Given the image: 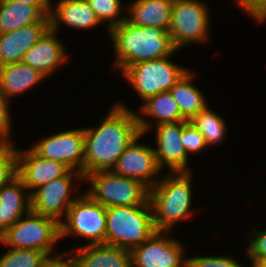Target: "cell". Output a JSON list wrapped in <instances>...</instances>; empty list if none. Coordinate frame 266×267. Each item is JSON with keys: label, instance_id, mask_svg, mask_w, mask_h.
Returning <instances> with one entry per match:
<instances>
[{"label": "cell", "instance_id": "cell-29", "mask_svg": "<svg viewBox=\"0 0 266 267\" xmlns=\"http://www.w3.org/2000/svg\"><path fill=\"white\" fill-rule=\"evenodd\" d=\"M17 176V149L7 140L0 147V189Z\"/></svg>", "mask_w": 266, "mask_h": 267}, {"label": "cell", "instance_id": "cell-21", "mask_svg": "<svg viewBox=\"0 0 266 267\" xmlns=\"http://www.w3.org/2000/svg\"><path fill=\"white\" fill-rule=\"evenodd\" d=\"M140 107V115L137 116L139 130L142 134H146L151 129V122L145 119V116L155 118L156 126L163 123H174L179 121H187L181 114L178 103L172 97L169 91L160 92L151 96L144 101ZM145 115V116H143Z\"/></svg>", "mask_w": 266, "mask_h": 267}, {"label": "cell", "instance_id": "cell-7", "mask_svg": "<svg viewBox=\"0 0 266 267\" xmlns=\"http://www.w3.org/2000/svg\"><path fill=\"white\" fill-rule=\"evenodd\" d=\"M170 56L141 61L128 66L122 76L131 83L142 101L163 91H169L189 70L170 61Z\"/></svg>", "mask_w": 266, "mask_h": 267}, {"label": "cell", "instance_id": "cell-31", "mask_svg": "<svg viewBox=\"0 0 266 267\" xmlns=\"http://www.w3.org/2000/svg\"><path fill=\"white\" fill-rule=\"evenodd\" d=\"M253 238L248 244L247 257L252 265L266 262V230H252L250 233ZM255 235V236H254Z\"/></svg>", "mask_w": 266, "mask_h": 267}, {"label": "cell", "instance_id": "cell-36", "mask_svg": "<svg viewBox=\"0 0 266 267\" xmlns=\"http://www.w3.org/2000/svg\"><path fill=\"white\" fill-rule=\"evenodd\" d=\"M60 267H78V265L72 260L71 254L65 251L60 254Z\"/></svg>", "mask_w": 266, "mask_h": 267}, {"label": "cell", "instance_id": "cell-17", "mask_svg": "<svg viewBox=\"0 0 266 267\" xmlns=\"http://www.w3.org/2000/svg\"><path fill=\"white\" fill-rule=\"evenodd\" d=\"M50 28V22H38L0 34V67L22 61L24 54Z\"/></svg>", "mask_w": 266, "mask_h": 267}, {"label": "cell", "instance_id": "cell-27", "mask_svg": "<svg viewBox=\"0 0 266 267\" xmlns=\"http://www.w3.org/2000/svg\"><path fill=\"white\" fill-rule=\"evenodd\" d=\"M47 257L34 249L10 248L0 257V267H40Z\"/></svg>", "mask_w": 266, "mask_h": 267}, {"label": "cell", "instance_id": "cell-12", "mask_svg": "<svg viewBox=\"0 0 266 267\" xmlns=\"http://www.w3.org/2000/svg\"><path fill=\"white\" fill-rule=\"evenodd\" d=\"M32 149L41 157L59 161L84 175V129L55 133L35 143Z\"/></svg>", "mask_w": 266, "mask_h": 267}, {"label": "cell", "instance_id": "cell-10", "mask_svg": "<svg viewBox=\"0 0 266 267\" xmlns=\"http://www.w3.org/2000/svg\"><path fill=\"white\" fill-rule=\"evenodd\" d=\"M73 180L75 183L80 180V184L81 180L84 181V175L76 170H69L64 176L38 187L31 194V210L60 223L62 216H66L68 209L78 198H71V192L76 187Z\"/></svg>", "mask_w": 266, "mask_h": 267}, {"label": "cell", "instance_id": "cell-16", "mask_svg": "<svg viewBox=\"0 0 266 267\" xmlns=\"http://www.w3.org/2000/svg\"><path fill=\"white\" fill-rule=\"evenodd\" d=\"M67 57L65 46L57 37V32L49 28L24 54L22 62L48 77L66 62Z\"/></svg>", "mask_w": 266, "mask_h": 267}, {"label": "cell", "instance_id": "cell-37", "mask_svg": "<svg viewBox=\"0 0 266 267\" xmlns=\"http://www.w3.org/2000/svg\"><path fill=\"white\" fill-rule=\"evenodd\" d=\"M40 267H60V253L47 257Z\"/></svg>", "mask_w": 266, "mask_h": 267}, {"label": "cell", "instance_id": "cell-34", "mask_svg": "<svg viewBox=\"0 0 266 267\" xmlns=\"http://www.w3.org/2000/svg\"><path fill=\"white\" fill-rule=\"evenodd\" d=\"M8 104L9 101L0 88V136L10 141L9 134L12 124Z\"/></svg>", "mask_w": 266, "mask_h": 267}, {"label": "cell", "instance_id": "cell-8", "mask_svg": "<svg viewBox=\"0 0 266 267\" xmlns=\"http://www.w3.org/2000/svg\"><path fill=\"white\" fill-rule=\"evenodd\" d=\"M199 0H174L169 34L176 50L209 39V11Z\"/></svg>", "mask_w": 266, "mask_h": 267}, {"label": "cell", "instance_id": "cell-3", "mask_svg": "<svg viewBox=\"0 0 266 267\" xmlns=\"http://www.w3.org/2000/svg\"><path fill=\"white\" fill-rule=\"evenodd\" d=\"M192 175L191 171L170 173L149 189L156 231L170 233L176 223L192 216Z\"/></svg>", "mask_w": 266, "mask_h": 267}, {"label": "cell", "instance_id": "cell-15", "mask_svg": "<svg viewBox=\"0 0 266 267\" xmlns=\"http://www.w3.org/2000/svg\"><path fill=\"white\" fill-rule=\"evenodd\" d=\"M70 169L59 161L38 155L32 148L17 150V176L32 194L38 187L64 176Z\"/></svg>", "mask_w": 266, "mask_h": 267}, {"label": "cell", "instance_id": "cell-19", "mask_svg": "<svg viewBox=\"0 0 266 267\" xmlns=\"http://www.w3.org/2000/svg\"><path fill=\"white\" fill-rule=\"evenodd\" d=\"M52 6L50 13V28L59 32L61 24L78 29H89L101 22L95 12L90 8L87 0H60Z\"/></svg>", "mask_w": 266, "mask_h": 267}, {"label": "cell", "instance_id": "cell-33", "mask_svg": "<svg viewBox=\"0 0 266 267\" xmlns=\"http://www.w3.org/2000/svg\"><path fill=\"white\" fill-rule=\"evenodd\" d=\"M236 2L256 22L265 21L266 0H236Z\"/></svg>", "mask_w": 266, "mask_h": 267}, {"label": "cell", "instance_id": "cell-32", "mask_svg": "<svg viewBox=\"0 0 266 267\" xmlns=\"http://www.w3.org/2000/svg\"><path fill=\"white\" fill-rule=\"evenodd\" d=\"M186 267H243L231 256L188 257Z\"/></svg>", "mask_w": 266, "mask_h": 267}, {"label": "cell", "instance_id": "cell-40", "mask_svg": "<svg viewBox=\"0 0 266 267\" xmlns=\"http://www.w3.org/2000/svg\"><path fill=\"white\" fill-rule=\"evenodd\" d=\"M252 267H266V262L265 263H260L257 265H251Z\"/></svg>", "mask_w": 266, "mask_h": 267}, {"label": "cell", "instance_id": "cell-5", "mask_svg": "<svg viewBox=\"0 0 266 267\" xmlns=\"http://www.w3.org/2000/svg\"><path fill=\"white\" fill-rule=\"evenodd\" d=\"M84 180L91 185L85 193L105 208L146 205L149 202V189L145 185L112 170L89 173Z\"/></svg>", "mask_w": 266, "mask_h": 267}, {"label": "cell", "instance_id": "cell-38", "mask_svg": "<svg viewBox=\"0 0 266 267\" xmlns=\"http://www.w3.org/2000/svg\"><path fill=\"white\" fill-rule=\"evenodd\" d=\"M9 226L4 222V211L0 205V238L6 233Z\"/></svg>", "mask_w": 266, "mask_h": 267}, {"label": "cell", "instance_id": "cell-24", "mask_svg": "<svg viewBox=\"0 0 266 267\" xmlns=\"http://www.w3.org/2000/svg\"><path fill=\"white\" fill-rule=\"evenodd\" d=\"M22 180L16 176L0 189V205L4 211V222L11 226L31 210V194Z\"/></svg>", "mask_w": 266, "mask_h": 267}, {"label": "cell", "instance_id": "cell-35", "mask_svg": "<svg viewBox=\"0 0 266 267\" xmlns=\"http://www.w3.org/2000/svg\"><path fill=\"white\" fill-rule=\"evenodd\" d=\"M38 7L46 16H50L52 2L50 0H10Z\"/></svg>", "mask_w": 266, "mask_h": 267}, {"label": "cell", "instance_id": "cell-6", "mask_svg": "<svg viewBox=\"0 0 266 267\" xmlns=\"http://www.w3.org/2000/svg\"><path fill=\"white\" fill-rule=\"evenodd\" d=\"M7 228L0 243L16 249H34L48 257L56 254L53 250L60 238V223L48 216L30 210ZM23 218V219H22Z\"/></svg>", "mask_w": 266, "mask_h": 267}, {"label": "cell", "instance_id": "cell-39", "mask_svg": "<svg viewBox=\"0 0 266 267\" xmlns=\"http://www.w3.org/2000/svg\"><path fill=\"white\" fill-rule=\"evenodd\" d=\"M6 141H7V140H6L4 137L0 136V147H1Z\"/></svg>", "mask_w": 266, "mask_h": 267}, {"label": "cell", "instance_id": "cell-4", "mask_svg": "<svg viewBox=\"0 0 266 267\" xmlns=\"http://www.w3.org/2000/svg\"><path fill=\"white\" fill-rule=\"evenodd\" d=\"M106 219V244L130 251L156 232L150 202L106 208Z\"/></svg>", "mask_w": 266, "mask_h": 267}, {"label": "cell", "instance_id": "cell-25", "mask_svg": "<svg viewBox=\"0 0 266 267\" xmlns=\"http://www.w3.org/2000/svg\"><path fill=\"white\" fill-rule=\"evenodd\" d=\"M193 75L195 74L189 69L169 90L187 121L208 105L201 90L192 84Z\"/></svg>", "mask_w": 266, "mask_h": 267}, {"label": "cell", "instance_id": "cell-14", "mask_svg": "<svg viewBox=\"0 0 266 267\" xmlns=\"http://www.w3.org/2000/svg\"><path fill=\"white\" fill-rule=\"evenodd\" d=\"M157 148L154 153L159 168L170 169V173L190 172L188 154L181 142L183 121L163 123L155 127Z\"/></svg>", "mask_w": 266, "mask_h": 267}, {"label": "cell", "instance_id": "cell-18", "mask_svg": "<svg viewBox=\"0 0 266 267\" xmlns=\"http://www.w3.org/2000/svg\"><path fill=\"white\" fill-rule=\"evenodd\" d=\"M70 250L78 267H132L131 251L107 244H85Z\"/></svg>", "mask_w": 266, "mask_h": 267}, {"label": "cell", "instance_id": "cell-1", "mask_svg": "<svg viewBox=\"0 0 266 267\" xmlns=\"http://www.w3.org/2000/svg\"><path fill=\"white\" fill-rule=\"evenodd\" d=\"M136 115L118 102L99 120V127L83 128L84 176L113 169L125 149L141 134Z\"/></svg>", "mask_w": 266, "mask_h": 267}, {"label": "cell", "instance_id": "cell-30", "mask_svg": "<svg viewBox=\"0 0 266 267\" xmlns=\"http://www.w3.org/2000/svg\"><path fill=\"white\" fill-rule=\"evenodd\" d=\"M181 142L188 155L207 148L203 135L189 121H183Z\"/></svg>", "mask_w": 266, "mask_h": 267}, {"label": "cell", "instance_id": "cell-13", "mask_svg": "<svg viewBox=\"0 0 266 267\" xmlns=\"http://www.w3.org/2000/svg\"><path fill=\"white\" fill-rule=\"evenodd\" d=\"M143 136L141 133L131 142L118 158L112 171L138 180L151 189L160 180L157 175L163 170L159 168L154 148L138 142Z\"/></svg>", "mask_w": 266, "mask_h": 267}, {"label": "cell", "instance_id": "cell-22", "mask_svg": "<svg viewBox=\"0 0 266 267\" xmlns=\"http://www.w3.org/2000/svg\"><path fill=\"white\" fill-rule=\"evenodd\" d=\"M44 78L47 77L22 61L0 67V88L8 100L14 95H21Z\"/></svg>", "mask_w": 266, "mask_h": 267}, {"label": "cell", "instance_id": "cell-28", "mask_svg": "<svg viewBox=\"0 0 266 267\" xmlns=\"http://www.w3.org/2000/svg\"><path fill=\"white\" fill-rule=\"evenodd\" d=\"M87 2L101 23L109 22L108 30L126 20V16H119L123 9L121 0H87Z\"/></svg>", "mask_w": 266, "mask_h": 267}, {"label": "cell", "instance_id": "cell-9", "mask_svg": "<svg viewBox=\"0 0 266 267\" xmlns=\"http://www.w3.org/2000/svg\"><path fill=\"white\" fill-rule=\"evenodd\" d=\"M60 222V238L77 235L90 240L88 244H106V208L87 193L75 200Z\"/></svg>", "mask_w": 266, "mask_h": 267}, {"label": "cell", "instance_id": "cell-20", "mask_svg": "<svg viewBox=\"0 0 266 267\" xmlns=\"http://www.w3.org/2000/svg\"><path fill=\"white\" fill-rule=\"evenodd\" d=\"M174 0H135L127 6L126 21L133 26H152L167 32Z\"/></svg>", "mask_w": 266, "mask_h": 267}, {"label": "cell", "instance_id": "cell-26", "mask_svg": "<svg viewBox=\"0 0 266 267\" xmlns=\"http://www.w3.org/2000/svg\"><path fill=\"white\" fill-rule=\"evenodd\" d=\"M189 122L203 135L207 147L218 145L225 140L227 129L225 121L208 105L192 117Z\"/></svg>", "mask_w": 266, "mask_h": 267}, {"label": "cell", "instance_id": "cell-2", "mask_svg": "<svg viewBox=\"0 0 266 267\" xmlns=\"http://www.w3.org/2000/svg\"><path fill=\"white\" fill-rule=\"evenodd\" d=\"M107 31L114 47V66L120 73L138 62L160 59L177 52L169 32L163 28L133 26L124 20Z\"/></svg>", "mask_w": 266, "mask_h": 267}, {"label": "cell", "instance_id": "cell-11", "mask_svg": "<svg viewBox=\"0 0 266 267\" xmlns=\"http://www.w3.org/2000/svg\"><path fill=\"white\" fill-rule=\"evenodd\" d=\"M167 233L156 231L141 245L133 248L132 267H186L182 242L166 237Z\"/></svg>", "mask_w": 266, "mask_h": 267}, {"label": "cell", "instance_id": "cell-23", "mask_svg": "<svg viewBox=\"0 0 266 267\" xmlns=\"http://www.w3.org/2000/svg\"><path fill=\"white\" fill-rule=\"evenodd\" d=\"M38 22H50L38 7L10 0H0V34Z\"/></svg>", "mask_w": 266, "mask_h": 267}]
</instances>
